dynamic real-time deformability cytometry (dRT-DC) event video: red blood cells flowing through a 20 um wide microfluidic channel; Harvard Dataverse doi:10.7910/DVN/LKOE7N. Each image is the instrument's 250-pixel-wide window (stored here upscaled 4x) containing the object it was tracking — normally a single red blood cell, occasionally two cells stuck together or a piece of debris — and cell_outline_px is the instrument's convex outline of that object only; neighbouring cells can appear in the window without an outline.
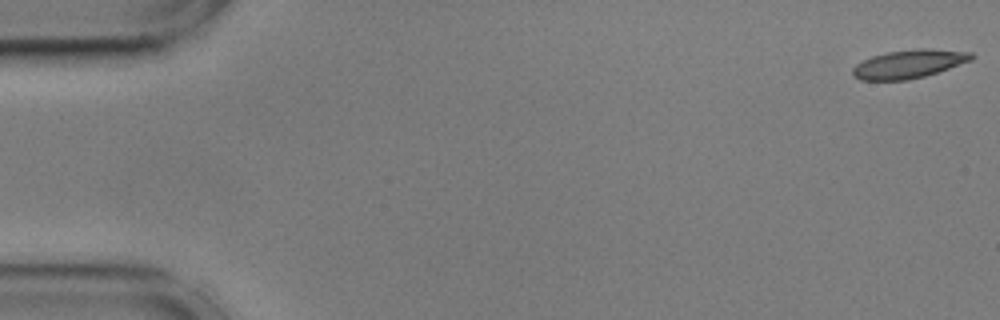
{"species": "common noctule bat (a hibernating species)", "species_latin": "Nyctalus noctula", "temperature_condition": "cold", "stored_images_in_passage": 56, "camera_frame_rate_fps": 3000, "um_per_image_px": 0.085, "animal": {"sex": "male", "body_mass_g": 17.9, "forearm_length_mm": 54.2}, "frame": {"image": 1, "passage_image": 1, "time_ms": 0.0, "image_size_px": [1000, 320], "cell_outline_px": [[976, 56], [972, 60], [924, 76], [908, 80], [860, 80], [852, 76], [852, 68], [856, 64], [872, 56], [888, 52], [916, 48], [928, 48], [972, 52]], "centroid_in_image_um": [77.25, 5.43], "position_along_channel_um": 7.7, "area_um2": 19.71}}
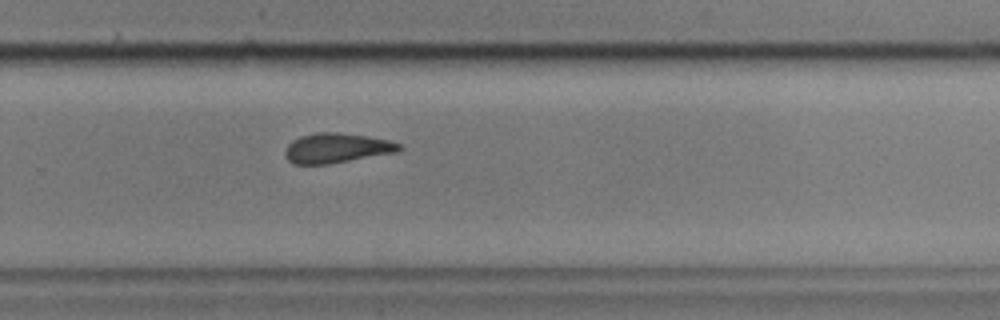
{"frame": {"image": 2, "passage_image": 37, "time_ms": 12.0, "image_size_px": [1000, 320], "cell_outline_px": [[404, 148], [396, 152], [328, 164], [292, 164], [284, 156], [284, 152], [288, 144], [292, 140], [300, 136], [316, 132], [340, 132], [368, 136], [388, 140], [400, 144]], "centroid_in_image_um": [28.58, 12.58], "position_along_channel_um": 301.2, "area_um2": 19.88}}
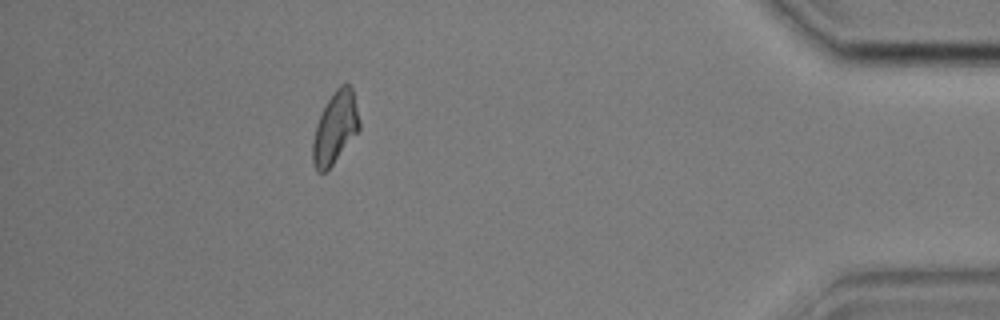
{"frame": {"image": 3, "passage_image": 50, "time_ms": 16.333, "image_size_px": [1000, 320], "cell_outline_px": [[360, 128], [332, 164], [324, 172], [316, 172], [312, 160], [312, 140], [316, 124], [328, 100], [336, 88], [340, 84], [348, 84], [352, 88], [360, 120]], "centroid_in_image_um": [28.47, 10.85], "position_along_channel_um": 406.7, "area_um2": 19.19}, "authors_computed_cell_mechanics": {"area_um2": 19.8832, "velocity_mm_per_s": 3.5791, "shape_relaxation_time_tau1_ms": 6.0432, "shape_relaxation_time_tau2_ms": 4.0542, "deformation_change_tau1": 0.1581, "deformation_change_tau2": 0.0953}}